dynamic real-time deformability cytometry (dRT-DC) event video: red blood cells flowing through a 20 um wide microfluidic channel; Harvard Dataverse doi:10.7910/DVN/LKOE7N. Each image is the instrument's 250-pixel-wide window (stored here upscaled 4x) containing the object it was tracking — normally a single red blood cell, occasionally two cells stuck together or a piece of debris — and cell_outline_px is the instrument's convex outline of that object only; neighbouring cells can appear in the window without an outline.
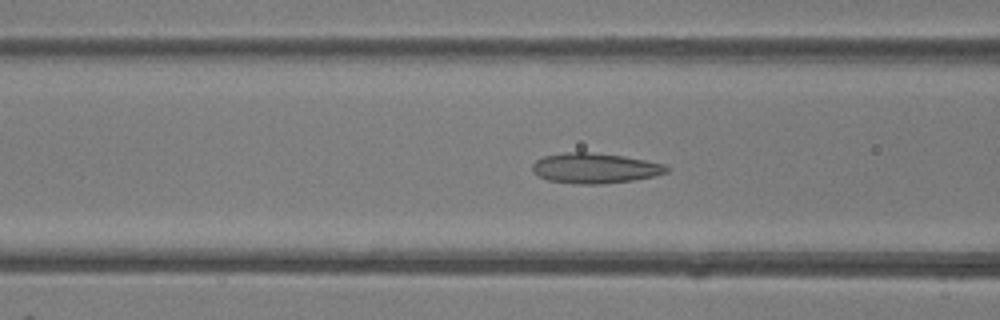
{"species": "common noctule bat (a hibernating species)", "species_latin": "Nyctalus noctula", "temperature_condition": "room temperature", "stored_images_in_passage": 45, "camera_frame_rate_fps": 3000, "um_per_image_px": 0.085, "animal": {"sex": "female"}, "frame": {"image": 1, "passage_image": 17, "time_ms": 5.333, "image_size_px": [1000, 320], "cell_outline_px": [[668, 172], [656, 176], [632, 180], [600, 184], [572, 184], [548, 180], [532, 172], [532, 164], [536, 160], [544, 156], [568, 152], [588, 152], [624, 156], [664, 164], [668, 168]], "centroid_in_image_um": [50.55, 14.3], "position_along_channel_um": 116.1, "area_um2": 23.58}}
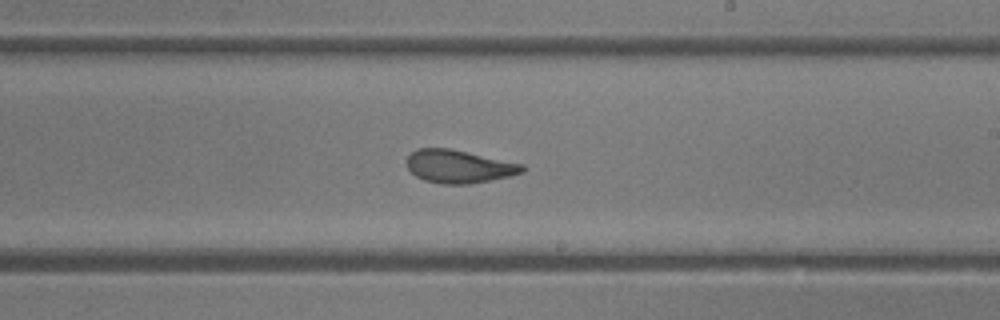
{"frame": {"image": 2, "passage_image": 26, "time_ms": 8.333, "image_size_px": [1000, 320], "cell_outline_px": [[524, 172], [492, 180], [468, 184], [440, 184], [424, 180], [416, 176], [408, 168], [408, 156], [416, 148], [452, 148], [524, 164]], "centroid_in_image_um": [39.02, 14.14], "position_along_channel_um": 250.0, "area_um2": 22.31}}
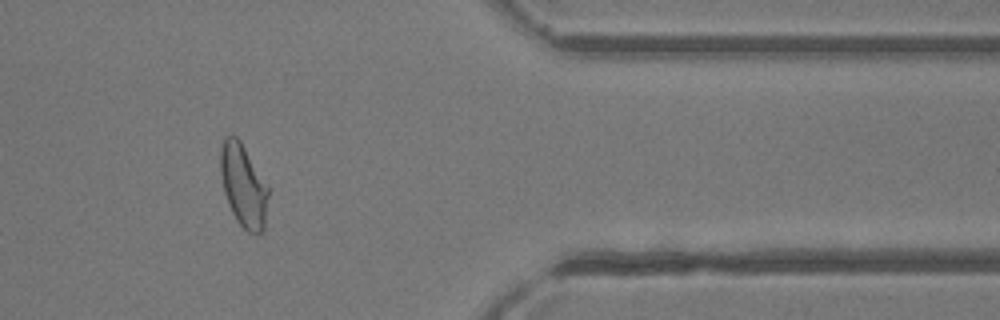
{"frame": {"image": 3, "passage_image": 37, "time_ms": 12.0, "image_size_px": [1000, 320], "cell_outline_px": [[272, 188], [264, 232], [256, 236], [248, 232], [236, 220], [232, 212], [224, 192], [220, 172], [220, 148], [224, 136], [236, 136], [240, 140]], "centroid_in_image_um": [20.76, 15.81], "position_along_channel_um": 390.6, "area_um2": 24.16}, "authors_computed_cell_mechanics": {"area_um2": 23.8136, "velocity_mm_per_s": 4.4661, "shape_relaxation_time_tau1_ms": 5.4379, "shape_relaxation_time_tau2_ms": 1.0873, "deformation_change_tau1": 0.1835, "deformation_change_tau2": 0.0748}}